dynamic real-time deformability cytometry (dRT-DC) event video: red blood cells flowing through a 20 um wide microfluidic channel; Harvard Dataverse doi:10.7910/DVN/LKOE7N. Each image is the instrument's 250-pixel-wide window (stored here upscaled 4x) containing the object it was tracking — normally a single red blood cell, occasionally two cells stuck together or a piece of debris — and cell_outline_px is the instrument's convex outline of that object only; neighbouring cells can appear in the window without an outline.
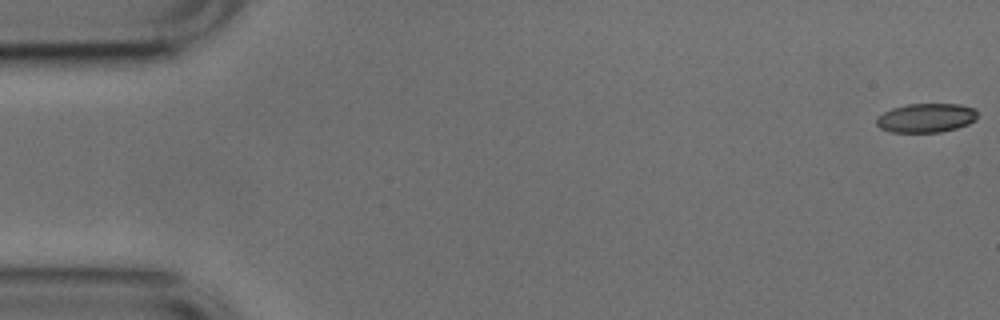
{"species": "common noctule bat (a hibernating species)", "species_latin": "Nyctalus noctula", "temperature_condition": "cold", "stored_images_in_passage": 53, "camera_frame_rate_fps": 3000, "um_per_image_px": 0.085, "animal": {"sex": "male", "body_mass_g": 17.9, "forearm_length_mm": 54.2}, "frame": {"image": 1, "passage_image": 1, "time_ms": 0.0, "image_size_px": [1000, 320], "cell_outline_px": [[976, 120], [968, 124], [956, 128], [940, 132], [892, 132], [880, 128], [876, 124], [876, 116], [892, 108], [908, 104], [960, 104], [976, 108]], "centroid_in_image_um": [78.71, 10.01], "position_along_channel_um": 6.3, "area_um2": 17.17}}
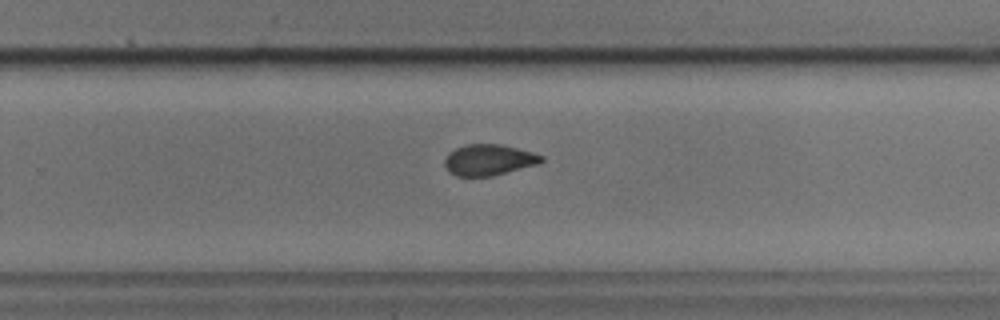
{"frame": {"image": 2, "passage_image": 34, "time_ms": 11.0, "image_size_px": [1000, 320], "cell_outline_px": [[544, 160], [540, 164], [492, 176], [456, 176], [448, 172], [444, 164], [444, 160], [448, 152], [456, 148], [468, 144], [500, 144], [532, 152], [544, 156]], "centroid_in_image_um": [41.55, 13.6], "position_along_channel_um": 288.3, "area_um2": 17.63}}
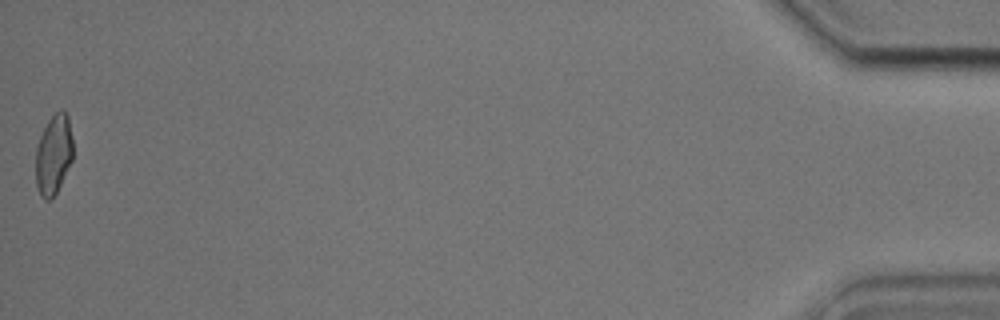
{"frame": {"image": 3, "passage_image": 53, "time_ms": 17.333, "image_size_px": [1000, 320], "cell_outline_px": [[72, 160], [52, 200], [44, 200], [40, 196], [36, 188], [36, 148], [40, 136], [48, 120], [60, 108], [68, 116], [72, 136]], "centroid_in_image_um": [4.54, 13.16], "position_along_channel_um": 430.7, "area_um2": 17.34}, "authors_computed_cell_mechanics": {"area_um2": 18.0336, "velocity_mm_per_s": 3.7821, "shape_relaxation_time_tau1_ms": 9.7455, "shape_relaxation_time_tau2_ms": 1.5225, "deformation_change_tau1": 0.1861, "deformation_change_tau2": 0.0711}}